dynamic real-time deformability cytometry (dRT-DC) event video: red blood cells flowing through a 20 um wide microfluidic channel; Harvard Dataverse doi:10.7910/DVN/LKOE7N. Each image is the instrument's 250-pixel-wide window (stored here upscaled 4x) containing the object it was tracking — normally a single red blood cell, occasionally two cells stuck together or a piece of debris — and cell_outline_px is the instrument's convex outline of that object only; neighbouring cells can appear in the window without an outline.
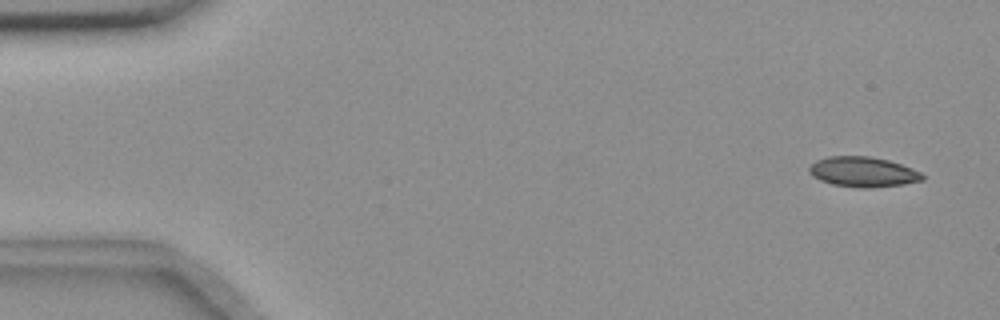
{"species": "common noctule bat (a hibernating species)", "species_latin": "Nyctalus noctula", "temperature_condition": "room temperature", "stored_images_in_passage": 56, "camera_frame_rate_fps": 3000, "um_per_image_px": 0.085, "animal": {"sex": "female", "body_mass_g": 18.4}, "frame": {"image": 1, "passage_image": 3, "time_ms": 0.667, "image_size_px": [1000, 320], "cell_outline_px": [[924, 180], [904, 184], [872, 188], [860, 188], [832, 184], [820, 180], [812, 176], [808, 172], [808, 168], [816, 160], [828, 156], [872, 156], [888, 160], [912, 168], [920, 172], [924, 176]], "centroid_in_image_um": [73.34, 14.61], "position_along_channel_um": 11.7, "area_um2": 20.0}}
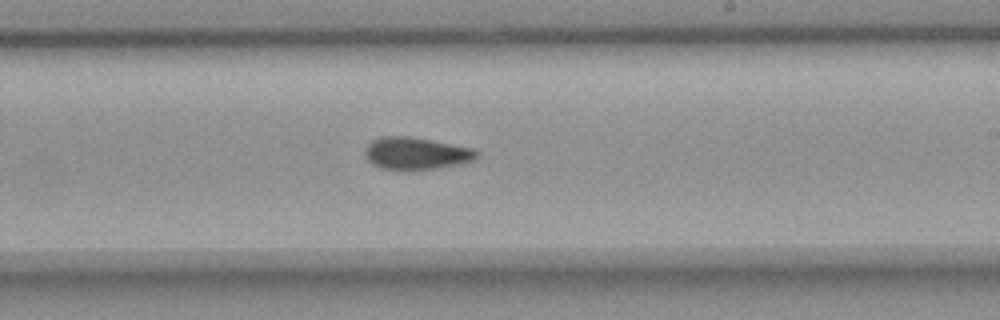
{"frame": {"image": 2, "passage_image": 33, "time_ms": 10.667, "image_size_px": [1000, 320], "cell_outline_px": [[480, 156], [476, 160], [436, 168], [380, 168], [372, 164], [368, 160], [364, 152], [368, 144], [372, 140], [380, 136], [408, 136], [472, 148], [480, 152]], "centroid_in_image_um": [35.38, 13.01], "position_along_channel_um": 253.6, "area_um2": 20.52}}
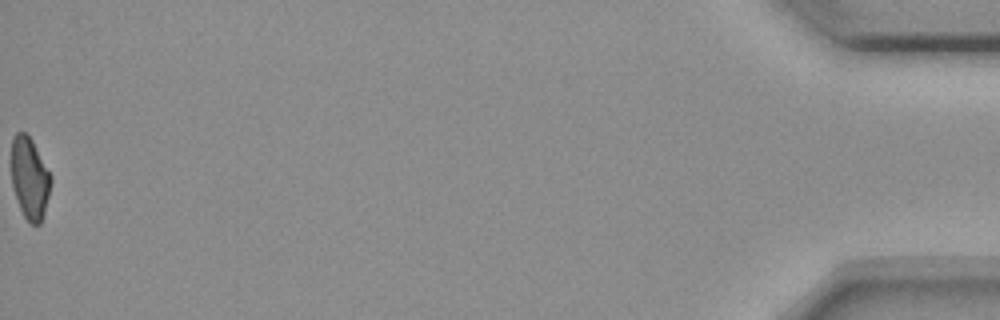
{"frame": {"image": 3, "passage_image": 56, "time_ms": 18.333, "image_size_px": [1000, 320], "cell_outline_px": [[52, 180], [44, 216], [40, 224], [32, 224], [24, 216], [20, 208], [12, 184], [12, 136], [16, 132], [24, 132], [32, 140], [52, 176]], "centroid_in_image_um": [2.54, 15.14], "position_along_channel_um": 432.7, "area_um2": 18.73}, "authors_computed_cell_mechanics": {"area_um2": 20.2011, "velocity_mm_per_s": 3.6541, "shape_relaxation_time_tau1_ms": null, "shape_relaxation_time_tau2_ms": 4.3508, "deformation_change_tau1": null, "deformation_change_tau2": 0.0921}}